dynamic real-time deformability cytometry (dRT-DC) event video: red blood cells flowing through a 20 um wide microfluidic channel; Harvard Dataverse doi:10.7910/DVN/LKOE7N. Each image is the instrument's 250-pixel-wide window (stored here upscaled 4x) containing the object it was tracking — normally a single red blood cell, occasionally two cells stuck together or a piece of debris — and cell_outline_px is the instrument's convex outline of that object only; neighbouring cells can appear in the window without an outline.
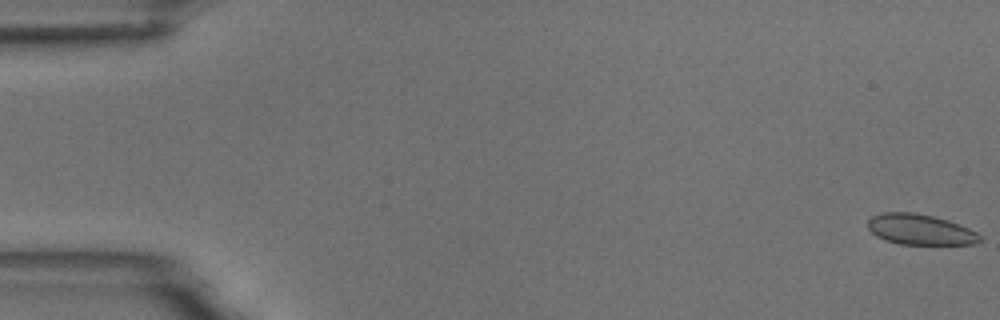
{"species": "common noctule bat (a hibernating species)", "species_latin": "Nyctalus noctula", "temperature_condition": "room temperature", "stored_images_in_passage": 4, "camera_frame_rate_fps": 3000, "um_per_image_px": 0.085, "animal": {"sex": "male", "body_mass_g": 18.8}, "frame": {"image": 1, "passage_image": 1, "time_ms": 0.0, "image_size_px": [1000, 320], "cell_outline_px": [[984, 240], [976, 244], [900, 244], [884, 240], [876, 236], [868, 228], [868, 220], [872, 216], [884, 212], [912, 212], [932, 216], [948, 220], [968, 228], [976, 232]], "centroid_in_image_um": [78.21, 19.51], "position_along_channel_um": 6.8, "area_um2": 19.94}}